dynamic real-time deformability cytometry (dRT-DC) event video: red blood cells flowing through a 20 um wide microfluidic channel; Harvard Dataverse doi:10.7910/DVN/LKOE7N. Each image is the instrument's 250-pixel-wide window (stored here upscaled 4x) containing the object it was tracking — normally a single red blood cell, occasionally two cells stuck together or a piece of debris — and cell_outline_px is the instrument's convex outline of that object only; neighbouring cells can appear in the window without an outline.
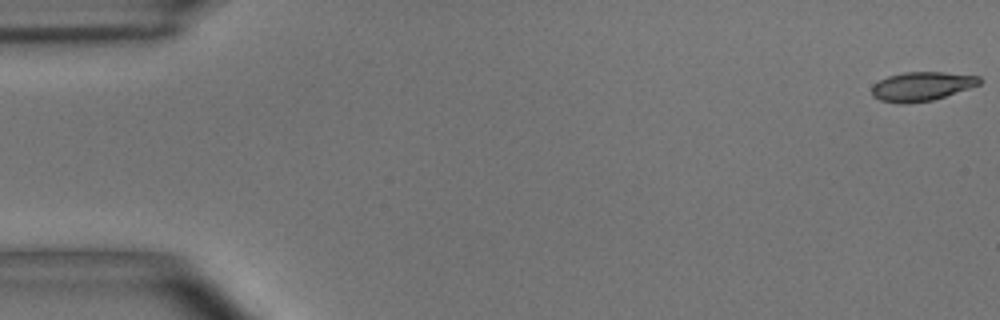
{"species": "common noctule bat (a hibernating species)", "species_latin": "Nyctalus noctula", "temperature_condition": "room temperature", "stored_images_in_passage": 54, "camera_frame_rate_fps": 3000, "um_per_image_px": 0.085, "animal": {"sex": "male", "body_mass_g": 15.6}, "frame": {"image": 1, "passage_image": 1, "time_ms": 0.0, "image_size_px": [1000, 320], "cell_outline_px": [[984, 80], [980, 84], [932, 100], [904, 104], [900, 104], [880, 100], [872, 96], [872, 84], [888, 76], [904, 72], [944, 72], [980, 76]], "centroid_in_image_um": [78.33, 7.33], "position_along_channel_um": 6.7, "area_um2": 18.21}}
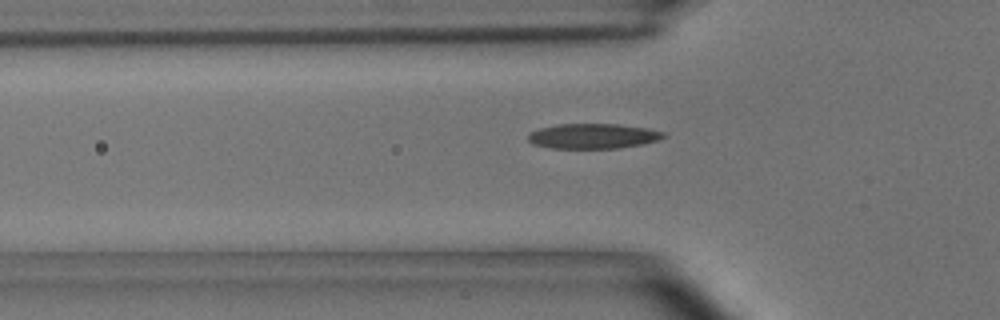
{"frame": {"image": 2, "passage_image": 18, "time_ms": 5.667, "image_size_px": [1000, 320], "cell_outline_px": [[668, 136], [644, 144], [616, 148], [552, 148], [532, 144], [528, 140], [528, 136], [532, 132], [540, 128], [556, 124], [616, 124], [644, 128], [664, 132]], "centroid_in_image_um": [50.4, 11.57], "position_along_channel_um": 75.4, "area_um2": 19.59}}
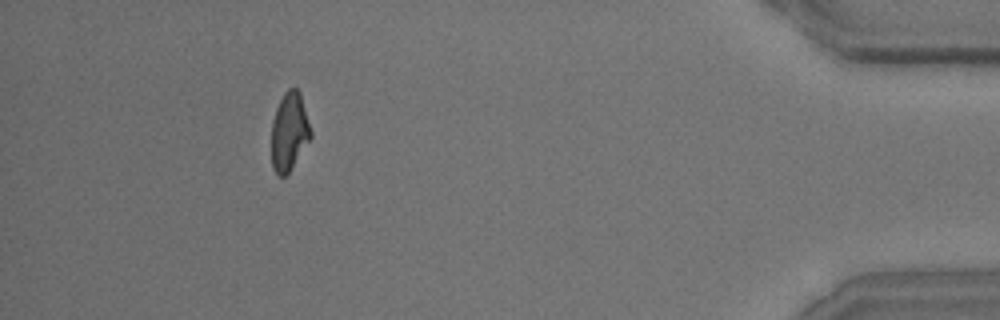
{"frame": {"image": 3, "passage_image": 50, "time_ms": 16.333, "image_size_px": [1000, 320], "cell_outline_px": [[312, 136], [288, 172], [284, 176], [276, 176], [272, 168], [272, 120], [276, 108], [284, 92], [288, 88], [296, 88], [300, 92], [312, 132]], "centroid_in_image_um": [24.58, 11.18], "position_along_channel_um": 410.6, "area_um2": 17.8}, "authors_computed_cell_mechanics": {"area_um2": 18.8717, "velocity_mm_per_s": 3.6717, "shape_relaxation_time_tau1_ms": 5.4115, "shape_relaxation_time_tau2_ms": 2.9387, "deformation_change_tau1": 0.1823, "deformation_change_tau2": 0.1074}}